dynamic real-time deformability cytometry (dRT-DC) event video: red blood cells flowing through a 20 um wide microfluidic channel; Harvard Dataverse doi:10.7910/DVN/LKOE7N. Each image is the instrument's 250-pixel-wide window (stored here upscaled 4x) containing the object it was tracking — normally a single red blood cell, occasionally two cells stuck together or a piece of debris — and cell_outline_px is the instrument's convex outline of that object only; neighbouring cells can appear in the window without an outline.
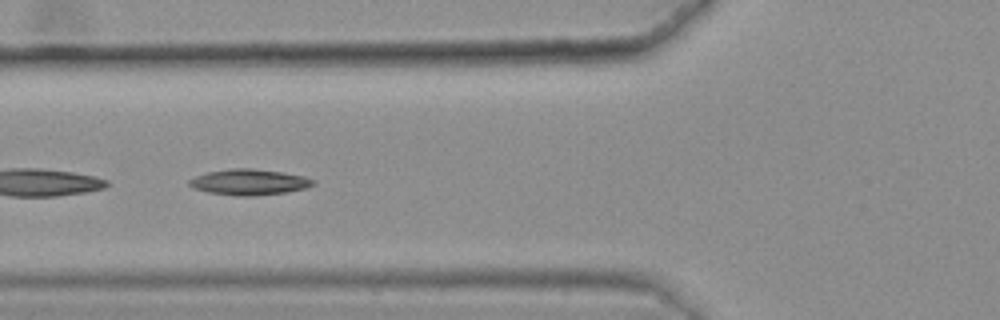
{"species": "common noctule bat (a hibernating species)", "species_latin": "Nyctalus noctula", "temperature_condition": "warm", "stored_images_in_passage": 9, "camera_frame_rate_fps": 3000, "um_per_image_px": 0.085, "animal": {"sex": "female", "body_mass_g": 25.1}, "frame": {"image": 1, "passage_image": 7, "time_ms": 2.0, "image_size_px": [1000, 320], "cell_outline_px": [[316, 184], [308, 188], [288, 192], [252, 196], [236, 196], [208, 192], [192, 188], [188, 184], [188, 180], [196, 176], [208, 172], [232, 168], [252, 168], [280, 172], [304, 176], [316, 180]], "centroid_in_image_um": [21.21, 15.48], "position_along_channel_um": 104.6, "area_um2": 18.79}}